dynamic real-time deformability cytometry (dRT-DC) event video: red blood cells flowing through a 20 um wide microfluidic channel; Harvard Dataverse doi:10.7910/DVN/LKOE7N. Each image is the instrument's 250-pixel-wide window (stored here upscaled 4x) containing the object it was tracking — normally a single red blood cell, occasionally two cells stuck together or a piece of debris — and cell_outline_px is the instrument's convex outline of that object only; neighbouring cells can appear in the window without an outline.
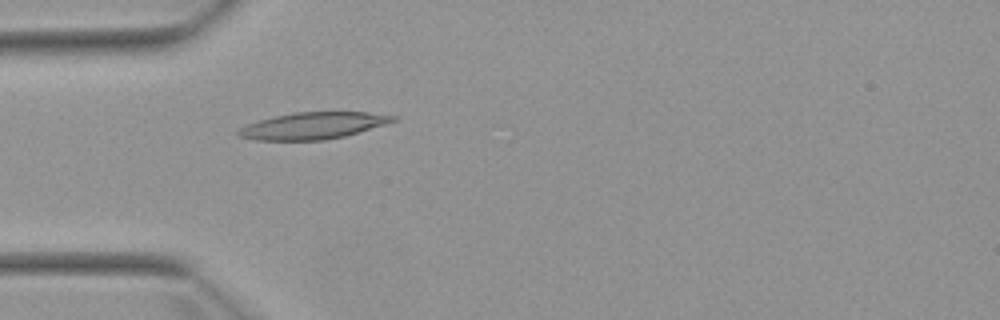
{"species": "Egyptian fruit bat (a non-hibernating species)", "species_latin": "Rousettus aegyptiacus", "temperature_condition": "warm", "stored_images_in_passage": 5, "camera_frame_rate_fps": 3000, "um_per_image_px": 0.085, "animal": {"sex": "female"}, "frame": {"image": 1, "passage_image": 5, "time_ms": 4.667, "image_size_px": [1000, 320], "cell_outline_px": [[396, 120], [384, 124], [344, 136], [324, 140], [256, 140], [240, 136], [236, 132], [240, 128], [248, 124], [260, 120], [292, 112], [368, 112], [396, 116]], "centroid_in_image_um": [26.59, 10.68], "position_along_channel_um": 58.4, "area_um2": 23.7}}